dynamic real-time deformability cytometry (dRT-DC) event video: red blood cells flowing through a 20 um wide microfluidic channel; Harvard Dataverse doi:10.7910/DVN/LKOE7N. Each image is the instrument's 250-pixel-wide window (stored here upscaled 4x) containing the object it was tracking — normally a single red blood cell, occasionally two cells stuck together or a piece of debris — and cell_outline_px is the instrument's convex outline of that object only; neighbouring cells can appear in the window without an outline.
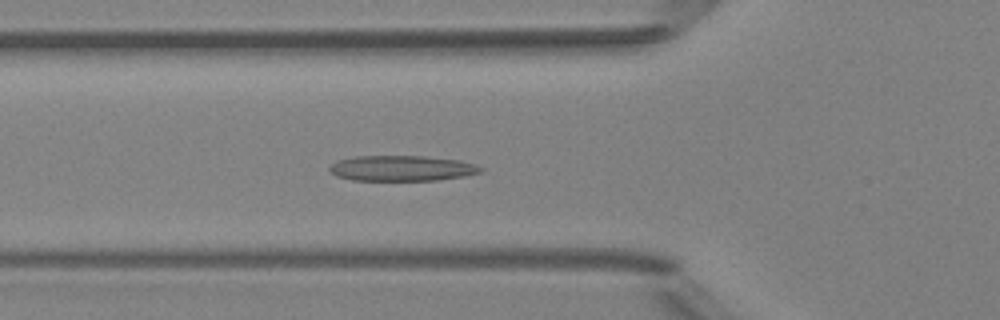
{"species": "Egyptian fruit bat (a non-hibernating species)", "species_latin": "Rousettus aegyptiacus", "temperature_condition": "room temperature", "stored_images_in_passage": 43, "camera_frame_rate_fps": 3000, "um_per_image_px": 0.085, "animal": {"sex": "female"}, "frame": {"image": 1, "passage_image": 17, "time_ms": 5.333, "image_size_px": [1000, 320], "cell_outline_px": [[484, 172], [464, 176], [436, 180], [352, 180], [336, 176], [328, 172], [328, 168], [336, 160], [352, 156], [424, 156], [460, 160], [476, 164], [484, 168]], "centroid_in_image_um": [34.14, 14.3], "position_along_channel_um": 91.7, "area_um2": 22.72}}
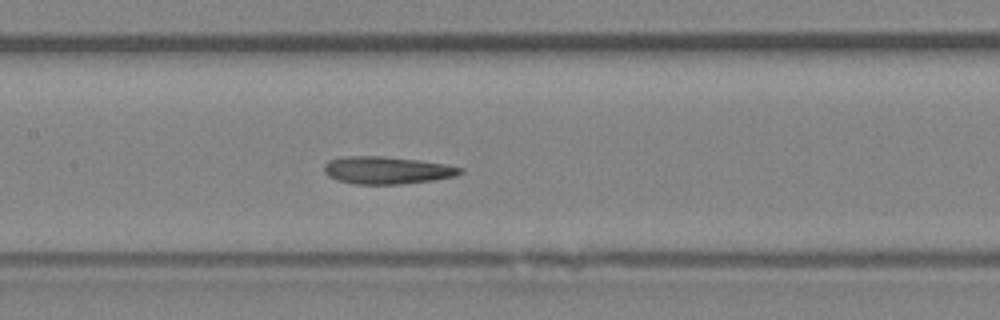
{"frame": {"image": 2, "passage_image": 23, "time_ms": 7.333, "image_size_px": [1000, 320], "cell_outline_px": [[464, 172], [456, 176], [432, 180], [400, 184], [352, 184], [328, 176], [324, 172], [324, 164], [328, 160], [344, 156], [380, 156], [416, 160], [444, 164], [464, 168]], "centroid_in_image_um": [32.87, 14.47], "position_along_channel_um": 174.5, "area_um2": 21.68}}
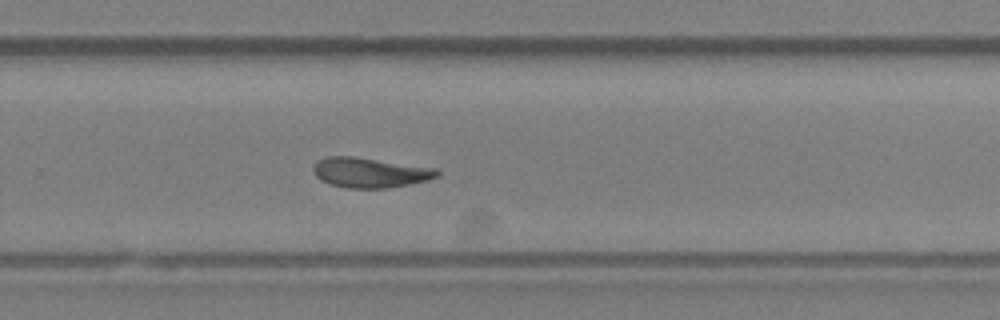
{"frame": {"image": 3, "passage_image": 32, "time_ms": 10.333, "image_size_px": [1000, 320], "cell_outline_px": [[440, 176], [428, 180], [388, 188], [348, 188], [328, 184], [320, 180], [316, 176], [312, 168], [316, 160], [324, 156], [352, 156], [436, 168], [440, 172]], "centroid_in_image_um": [31.41, 14.66], "position_along_channel_um": 298.4, "area_um2": 21.79}, "authors_computed_cell_mechanics": {"area_um2": 21.7906, "velocity_mm_per_s": 4.1423, "shape_relaxation_time_tau1_ms": 4.7554, "shape_relaxation_time_tau2_ms": 2.2055, "deformation_change_tau1": 0.1534, "deformation_change_tau2": 0.1005}}